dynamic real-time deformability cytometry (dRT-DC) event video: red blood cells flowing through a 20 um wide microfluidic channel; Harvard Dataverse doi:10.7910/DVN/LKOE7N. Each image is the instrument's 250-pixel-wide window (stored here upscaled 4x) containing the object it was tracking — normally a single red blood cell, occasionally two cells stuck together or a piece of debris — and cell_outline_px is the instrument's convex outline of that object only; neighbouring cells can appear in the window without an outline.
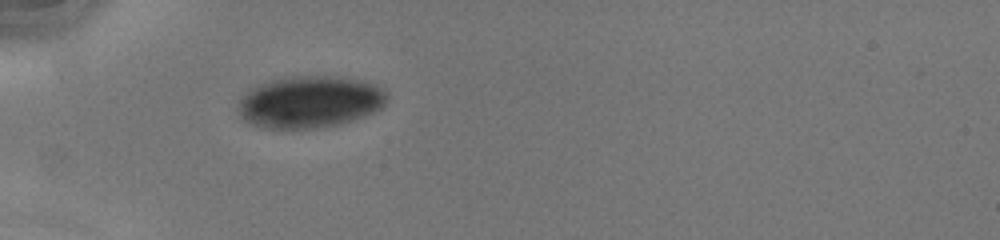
{"species": "human", "species_latin": "Homo sapiens", "temperature_condition": "cold", "stored_images_in_passage": 34, "camera_frame_rate_fps": 3000, "um_per_image_px": 0.085, "donor": {"sex": "male"}, "frame": {"image": 1, "passage_image": 1, "time_ms": 0.0, "image_size_px": [1000, 240], "cell_outline_px": [[388, 100], [380, 108], [364, 116], [340, 124], [316, 128], [260, 128], [244, 120], [240, 116], [236, 104], [240, 96], [248, 88], [284, 76], [340, 76], [364, 80], [376, 84], [384, 88], [388, 92]], "centroid_in_image_um": [26.32, 8.64], "position_along_channel_um": 58.7, "area_um2": 45.84}}
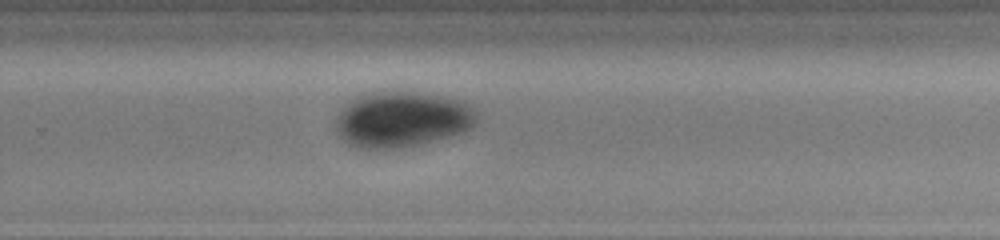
{"frame": {"image": 2, "passage_image": 19, "time_ms": 6.0, "image_size_px": [1000, 240], "cell_outline_px": [[480, 116], [476, 124], [472, 128], [464, 132], [420, 144], [400, 148], [356, 148], [348, 144], [336, 132], [336, 116], [348, 100], [356, 96], [368, 92], [420, 92], [448, 96], [460, 100], [476, 108]], "centroid_in_image_um": [34.2, 10.13], "position_along_channel_um": 295.6, "area_um2": 46.53}}
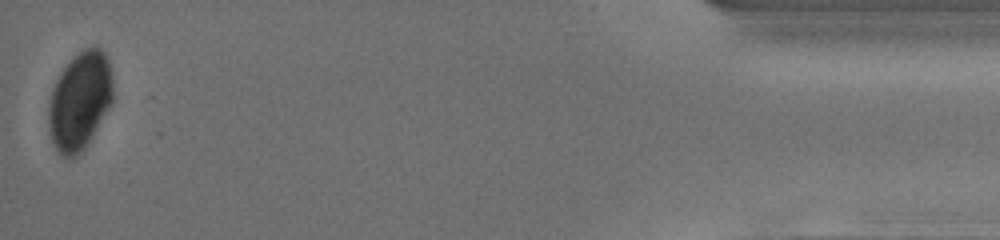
{"frame": {"image": 3, "passage_image": 34, "time_ms": 11.0, "image_size_px": [1000, 240], "cell_outline_px": [[112, 100], [108, 108], [84, 148], [80, 152], [72, 156], [60, 156], [52, 140], [48, 128], [48, 100], [52, 88], [60, 72], [84, 48], [92, 44], [100, 48], [104, 52], [108, 60], [112, 80]], "centroid_in_image_um": [6.75, 8.54], "position_along_channel_um": 428.4, "area_um2": 36.24}, "authors_computed_cell_mechanics": {"area_um2": 46.4134, "velocity_mm_per_s": 4.1692, "shape_relaxation_time_tau1_ms": 5.0888, "shape_relaxation_time_tau2_ms": null, "deformation_change_tau1": 0.0428, "deformation_change_tau2": null}}